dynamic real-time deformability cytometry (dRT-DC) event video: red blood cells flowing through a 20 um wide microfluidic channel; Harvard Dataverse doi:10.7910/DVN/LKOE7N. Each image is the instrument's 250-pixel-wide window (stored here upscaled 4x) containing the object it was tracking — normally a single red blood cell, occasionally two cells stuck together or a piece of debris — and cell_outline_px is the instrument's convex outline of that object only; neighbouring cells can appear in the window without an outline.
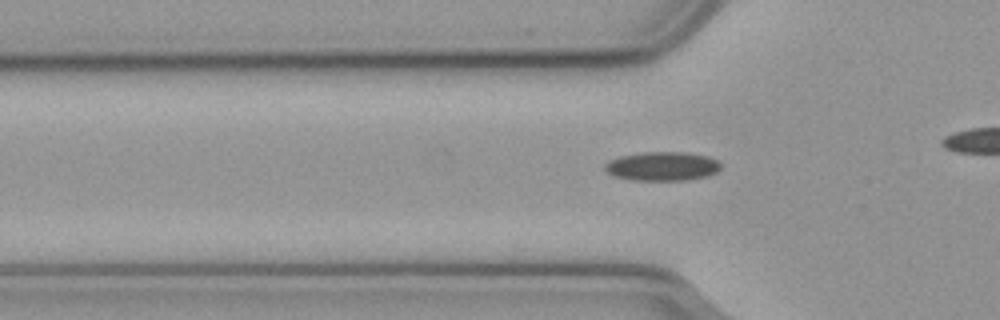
{"species": "common noctule bat (a hibernating species)", "species_latin": "Nyctalus noctula", "temperature_condition": "cold", "stored_images_in_passage": 28, "camera_frame_rate_fps": 3000, "um_per_image_px": 0.085, "animal": {"sex": "male", "body_mass_g": 23.1, "forearm_length_mm": 52.7}, "frame": {"image": 1, "passage_image": 2, "time_ms": 0.333, "image_size_px": [1000, 320], "cell_outline_px": [[720, 168], [716, 172], [704, 176], [684, 180], [632, 180], [612, 176], [604, 168], [604, 164], [620, 156], [644, 152], [684, 152], [708, 156], [716, 160], [720, 164]], "centroid_in_image_um": [56.26, 14.13], "position_along_channel_um": 69.5, "area_um2": 19.36}}
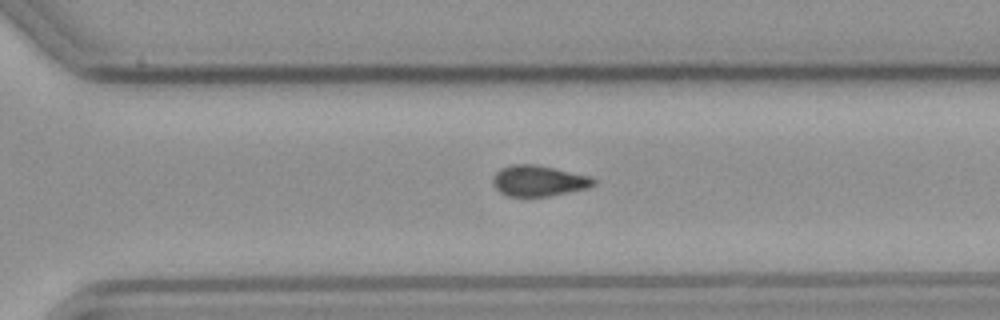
{"frame": {"image": 2, "passage_image": 23, "time_ms": 7.333, "image_size_px": [1000, 320], "cell_outline_px": [[596, 184], [588, 188], [548, 196], [508, 196], [500, 192], [496, 188], [492, 180], [496, 172], [500, 168], [512, 164], [536, 164], [592, 176], [596, 180]], "centroid_in_image_um": [45.81, 15.36], "position_along_channel_um": 324.8, "area_um2": 18.15}}
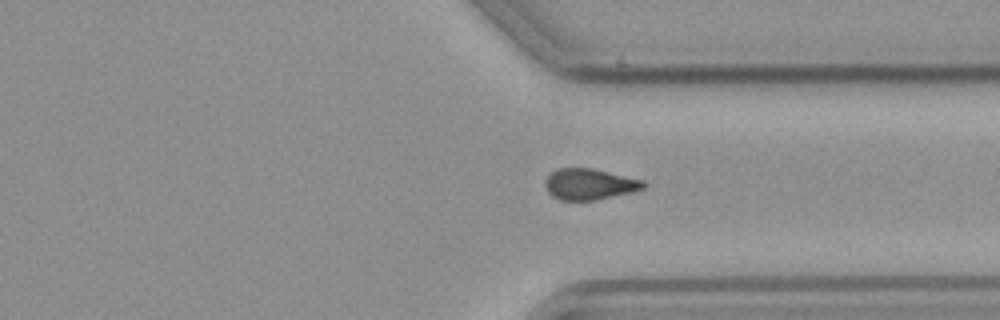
{"frame": {"image": 3, "passage_image": 26, "time_ms": 8.333, "image_size_px": [1000, 320], "cell_outline_px": [[644, 188], [632, 192], [596, 200], [560, 200], [552, 196], [548, 192], [544, 184], [544, 180], [556, 168], [592, 168], [644, 180]], "centroid_in_image_um": [50.08, 15.65], "position_along_channel_um": 361.3, "area_um2": 17.8}}